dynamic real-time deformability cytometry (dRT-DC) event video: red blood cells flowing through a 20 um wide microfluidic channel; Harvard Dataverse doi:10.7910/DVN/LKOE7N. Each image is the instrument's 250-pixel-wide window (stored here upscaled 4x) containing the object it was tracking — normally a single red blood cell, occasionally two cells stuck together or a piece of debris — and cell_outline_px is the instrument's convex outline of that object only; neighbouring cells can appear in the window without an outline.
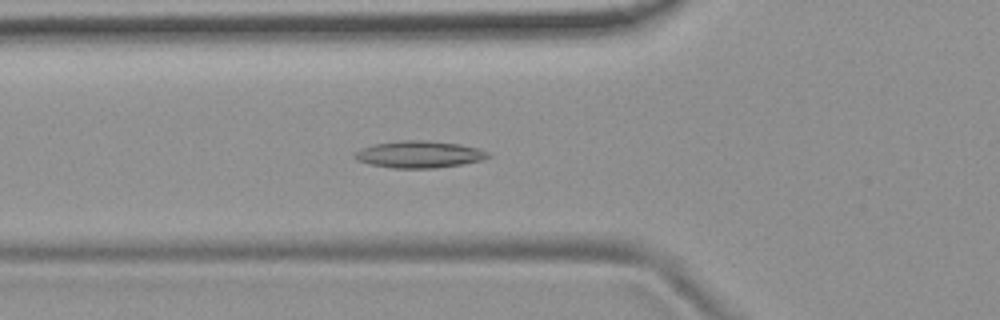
{"species": "common noctule bat (a hibernating species)", "species_latin": "Nyctalus noctula", "temperature_condition": "room temperature", "stored_images_in_passage": 53, "camera_frame_rate_fps": 3000, "um_per_image_px": 0.085, "animal": {"sex": "female", "body_mass_g": 19.9}, "frame": {"image": 1, "passage_image": 19, "time_ms": 6.0, "image_size_px": [1000, 320], "cell_outline_px": [[492, 156], [480, 160], [460, 164], [436, 168], [392, 168], [368, 164], [356, 160], [352, 156], [360, 148], [376, 144], [404, 140], [428, 140], [460, 144], [476, 148], [488, 152]], "centroid_in_image_um": [35.59, 13.12], "position_along_channel_um": 90.2, "area_um2": 20.87}}
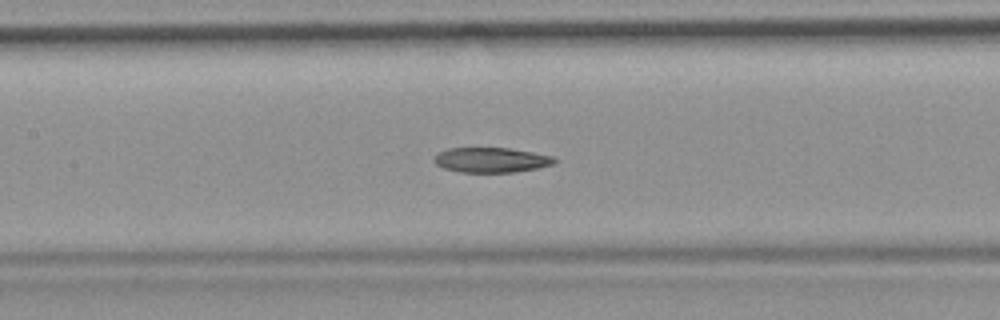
{"frame": {"image": 2, "passage_image": 25, "time_ms": 8.0, "image_size_px": [1000, 320], "cell_outline_px": [[556, 160], [552, 164], [536, 168], [516, 172], [460, 172], [444, 168], [436, 164], [432, 160], [436, 152], [448, 148], [508, 148], [556, 156]], "centroid_in_image_um": [41.72, 13.59], "position_along_channel_um": 165.7, "area_um2": 17.57}}
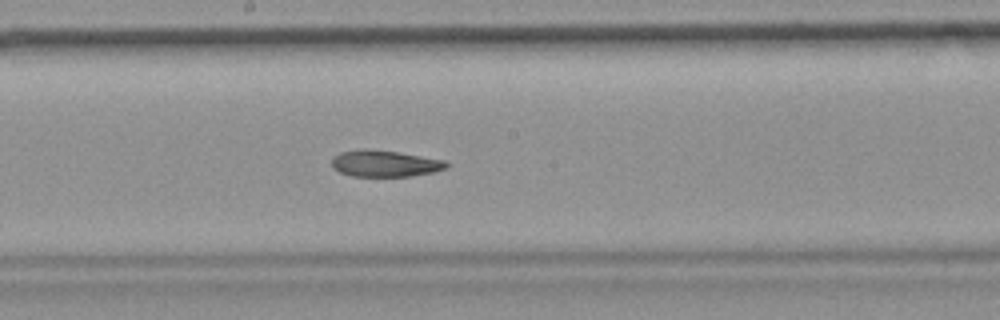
{"frame": {"image": 3, "passage_image": 29, "time_ms": 9.333, "image_size_px": [1000, 320], "cell_outline_px": [[448, 168], [432, 172], [412, 176], [352, 176], [340, 172], [332, 168], [332, 156], [340, 152], [364, 148], [396, 152], [444, 160], [448, 164]], "centroid_in_image_um": [32.67, 13.9], "position_along_channel_um": 215.5, "area_um2": 17.63}, "authors_computed_cell_mechanics": {"area_um2": 19.2474, "velocity_mm_per_s": 3.762, "shape_relaxation_time_tau1_ms": null, "shape_relaxation_time_tau2_ms": 6.2532, "deformation_change_tau1": null, "deformation_change_tau2": 0.1424}}